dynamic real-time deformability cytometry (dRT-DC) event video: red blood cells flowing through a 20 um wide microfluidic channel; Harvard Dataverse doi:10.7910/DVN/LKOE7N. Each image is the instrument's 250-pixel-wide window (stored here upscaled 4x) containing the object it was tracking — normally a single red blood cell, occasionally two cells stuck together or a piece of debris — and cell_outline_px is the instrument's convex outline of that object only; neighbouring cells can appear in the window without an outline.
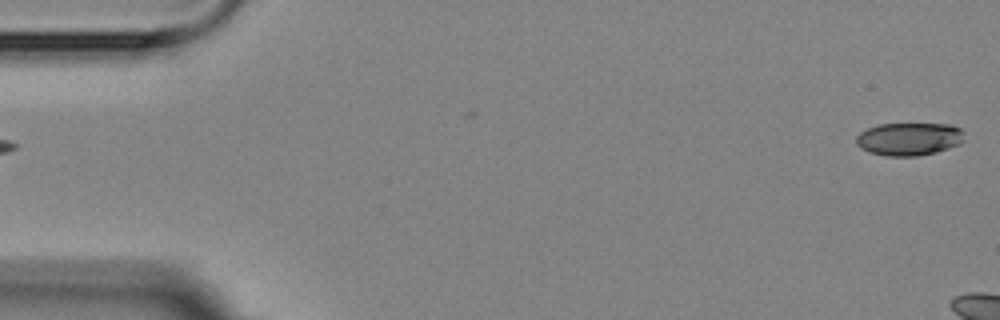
{"species": "Egyptian fruit bat (a non-hibernating species)", "species_latin": "Rousettus aegyptiacus", "temperature_condition": "room temperature", "stored_images_in_passage": 2, "segment_of_instrument_passage": [2, 2], "camera_frame_rate_fps": 3000, "um_per_image_px": 0.085, "animal": {"sex": "female"}, "frame": {"image": 1, "passage_image": 2, "time_ms": 1.0, "image_size_px": [1000, 320], "cell_outline_px": [[964, 140], [960, 144], [936, 152], [916, 156], [884, 156], [868, 152], [860, 148], [856, 144], [856, 136], [860, 132], [868, 128], [880, 124], [952, 124], [960, 128], [964, 132]], "centroid_in_image_um": [77.27, 11.81], "position_along_channel_um": 7.7, "area_um2": 20.92}}